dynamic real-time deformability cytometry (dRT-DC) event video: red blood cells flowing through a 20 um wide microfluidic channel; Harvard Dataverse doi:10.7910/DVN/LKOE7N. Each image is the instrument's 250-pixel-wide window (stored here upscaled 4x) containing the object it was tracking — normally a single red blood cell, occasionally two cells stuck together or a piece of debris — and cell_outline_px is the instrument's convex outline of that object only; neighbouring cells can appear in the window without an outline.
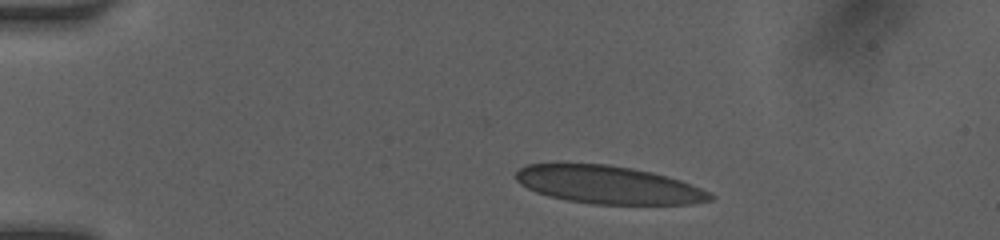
{"species": "human", "species_latin": "Homo sapiens", "temperature_condition": "room temperature", "stored_images_in_passage": 7, "camera_frame_rate_fps": 3000, "um_per_image_px": 0.085, "donor": {"sex": "female"}, "frame": {"image": 1, "passage_image": 2, "time_ms": 1.0, "image_size_px": [1000, 240], "cell_outline_px": [[716, 196], [712, 200], [692, 204], [592, 204], [568, 200], [548, 196], [536, 192], [520, 184], [516, 180], [516, 172], [520, 168], [528, 164], [608, 164], [632, 168], [652, 172], [668, 176], [680, 180], [700, 188]], "centroid_in_image_um": [51.72, 15.71], "position_along_channel_um": 33.3, "area_um2": 42.77}}
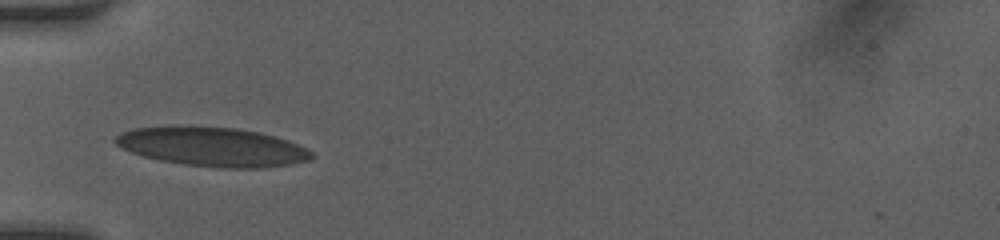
{"frame": {"image": 2, "passage_image": 5, "time_ms": 3.333, "image_size_px": [1000, 240], "cell_outline_px": [[316, 156], [312, 160], [292, 164], [264, 168], [220, 168], [184, 164], [160, 160], [144, 156], [120, 148], [112, 140], [120, 132], [132, 128], [176, 124], [180, 124], [236, 128], [260, 132], [276, 136], [288, 140], [308, 148]], "centroid_in_image_um": [18.06, 12.45], "position_along_channel_um": 66.9, "area_um2": 45.84}}
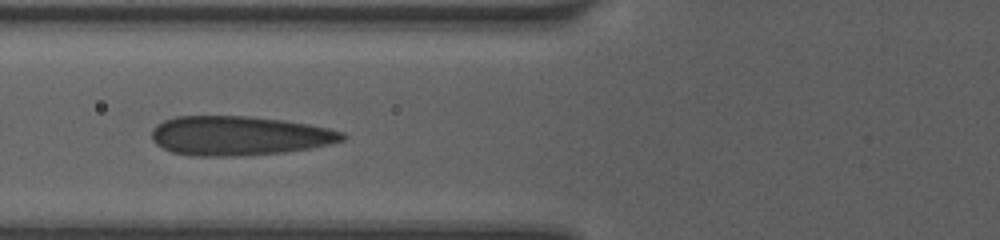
{"frame": {"image": 3, "passage_image": 6, "time_ms": 4.333, "image_size_px": [1000, 240], "cell_outline_px": [[348, 136], [344, 140], [312, 148], [284, 152], [232, 156], [192, 156], [172, 152], [156, 144], [152, 140], [152, 128], [156, 124], [164, 120], [176, 116], [248, 116], [284, 120], [308, 124], [328, 128], [344, 132]], "centroid_in_image_um": [20.32, 11.53], "position_along_channel_um": 105.5, "area_um2": 43.81}}